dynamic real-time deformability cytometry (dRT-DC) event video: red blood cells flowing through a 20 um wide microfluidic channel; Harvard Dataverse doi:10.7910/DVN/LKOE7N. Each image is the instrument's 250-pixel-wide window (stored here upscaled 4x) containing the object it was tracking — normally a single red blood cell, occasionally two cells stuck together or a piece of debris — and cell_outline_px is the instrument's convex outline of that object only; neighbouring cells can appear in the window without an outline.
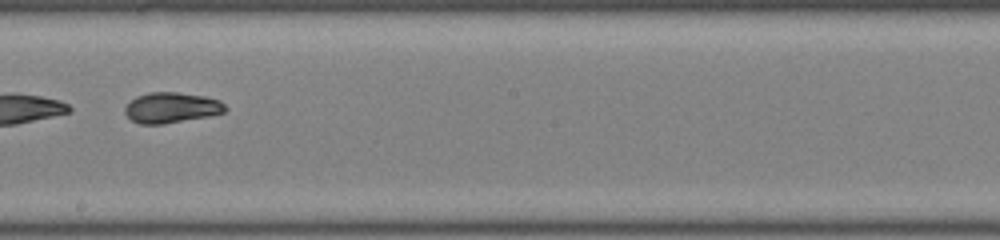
{"species": "common noctule bat (a hibernating species)", "species_latin": "Nyctalus noctula", "temperature_condition": "room temperature", "stored_images_in_passage": 48, "camera_frame_rate_fps": 3000, "um_per_image_px": 0.085, "animal": {"sex": "male", "body_mass_g": 19.0, "forearm_length_mm": 50.8}, "frame": {"image": 1, "passage_image": 28, "time_ms": 9.0, "image_size_px": [1000, 240], "cell_outline_px": [[228, 108], [224, 112], [208, 116], [164, 124], [140, 124], [132, 120], [124, 112], [124, 108], [136, 96], [148, 92], [176, 92], [204, 96], [220, 100]], "centroid_in_image_um": [14.57, 9.15], "position_along_channel_um": 233.6, "area_um2": 17.8}, "authors_computed_cell_mechanics": {"area_um2": 29.9404, "velocity_mm_per_s": 4.2307, "shape_relaxation_time_tau1_ms": 4.9481, "shape_relaxation_time_tau2_ms": 1.8695, "deformation_change_tau1": 0.1893, "deformation_change_tau2": 0.0546}}